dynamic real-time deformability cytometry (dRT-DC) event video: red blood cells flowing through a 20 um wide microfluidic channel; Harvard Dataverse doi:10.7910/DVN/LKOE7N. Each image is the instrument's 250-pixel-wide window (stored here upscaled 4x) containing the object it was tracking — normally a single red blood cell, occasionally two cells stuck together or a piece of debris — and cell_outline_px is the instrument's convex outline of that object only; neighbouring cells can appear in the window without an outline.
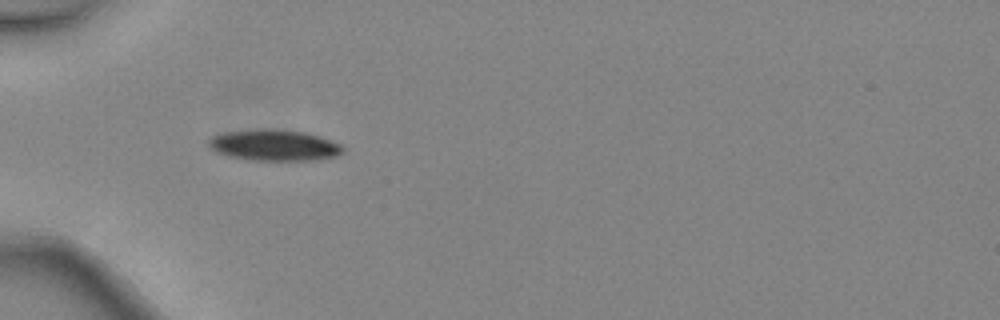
{"species": "common noctule bat (a hibernating species)", "species_latin": "Nyctalus noctula", "temperature_condition": "warm", "stored_images_in_passage": 5, "camera_frame_rate_fps": 3000, "um_per_image_px": 0.085, "animal": {"sex": "female", "body_mass_g": 24.6, "forearm_length_mm": 56.2}, "frame": {"image": 1, "passage_image": 4, "time_ms": 1.0, "image_size_px": [1000, 320], "cell_outline_px": [[344, 152], [336, 156], [312, 160], [252, 160], [228, 156], [216, 152], [208, 148], [208, 140], [212, 136], [224, 132], [264, 128], [268, 128], [304, 132], [320, 136], [340, 144], [344, 148]], "centroid_in_image_um": [23.28, 12.34], "position_along_channel_um": 61.7, "area_um2": 24.45}}
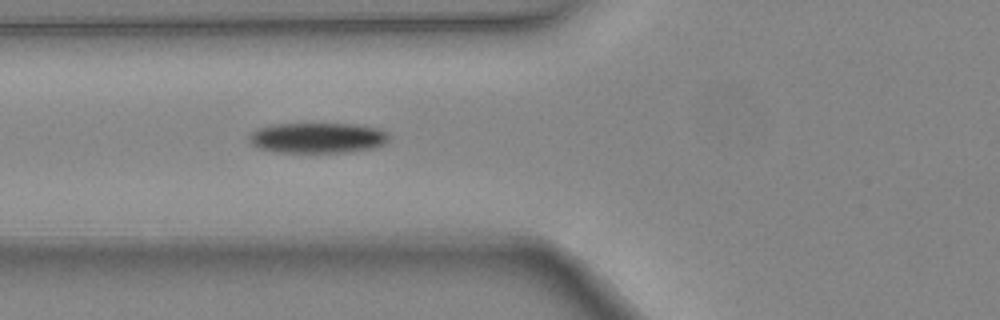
{"frame": {"image": 2, "passage_image": 5, "time_ms": 1.333, "image_size_px": [1000, 320], "cell_outline_px": [[388, 140], [384, 144], [372, 148], [344, 152], [276, 152], [256, 148], [248, 140], [248, 136], [256, 128], [272, 124], [356, 124], [376, 128], [384, 132], [388, 136]], "centroid_in_image_um": [26.91, 11.72], "position_along_channel_um": 98.9, "area_um2": 24.74}}